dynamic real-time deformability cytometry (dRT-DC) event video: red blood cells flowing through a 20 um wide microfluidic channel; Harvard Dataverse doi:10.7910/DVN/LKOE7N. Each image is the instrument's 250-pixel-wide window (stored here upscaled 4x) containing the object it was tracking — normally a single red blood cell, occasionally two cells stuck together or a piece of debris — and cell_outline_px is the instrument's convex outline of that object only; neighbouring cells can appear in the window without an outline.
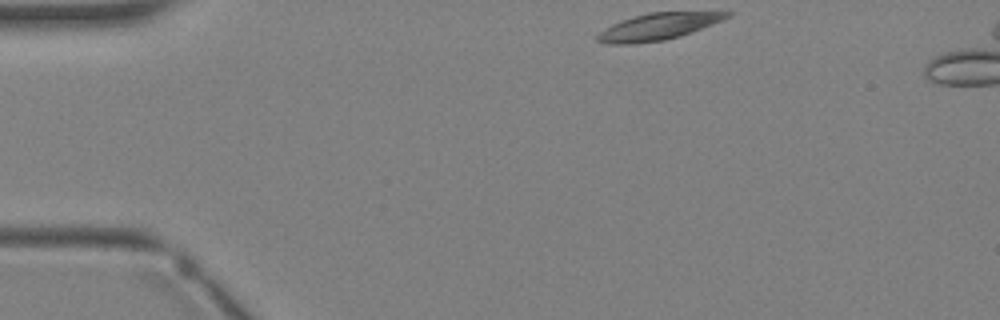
{"species": "Egyptian fruit bat (a non-hibernating species)", "species_latin": "Rousettus aegyptiacus", "temperature_condition": "warm", "stored_images_in_passage": 3, "camera_frame_rate_fps": 3000, "um_per_image_px": 0.085, "animal": {"sex": "female"}, "frame": {"image": 1, "passage_image": 1, "time_ms": 0.0, "image_size_px": [1000, 320], "cell_outline_px": [[732, 12], [728, 16], [712, 24], [680, 36], [664, 40], [632, 44], [608, 44], [596, 40], [596, 36], [604, 28], [612, 24], [648, 12]], "centroid_in_image_um": [55.87, 2.27], "position_along_channel_um": 29.1, "area_um2": 19.71}}